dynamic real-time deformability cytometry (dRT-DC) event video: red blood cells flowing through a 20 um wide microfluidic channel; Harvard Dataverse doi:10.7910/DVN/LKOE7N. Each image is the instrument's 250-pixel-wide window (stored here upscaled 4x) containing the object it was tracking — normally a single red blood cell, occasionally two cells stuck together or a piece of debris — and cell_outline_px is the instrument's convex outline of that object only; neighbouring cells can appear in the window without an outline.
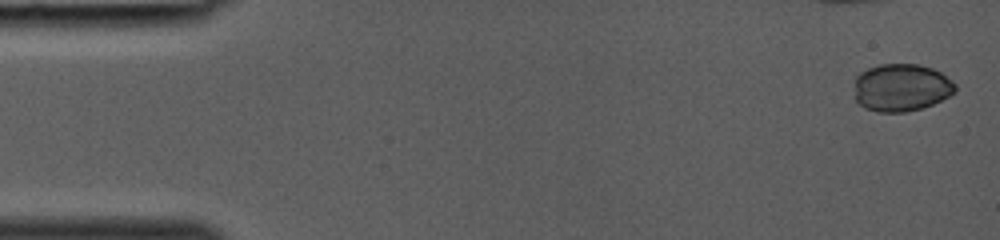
{"species": "common noctule bat (a hibernating species)", "species_latin": "Nyctalus noctula", "temperature_condition": "room temperature", "stored_images_in_passage": 15, "camera_frame_rate_fps": 3000, "um_per_image_px": 0.085, "animal": {"sex": "female", "body_mass_g": 19.0, "forearm_length_mm": 53.3}, "frame": {"image": 1, "passage_image": 1, "time_ms": 0.0, "image_size_px": [1000, 240], "cell_outline_px": [[956, 92], [932, 104], [920, 108], [904, 112], [876, 112], [864, 108], [856, 100], [856, 76], [860, 72], [868, 68], [880, 64], [920, 64], [932, 68], [940, 72], [956, 84]], "centroid_in_image_um": [76.61, 7.44], "position_along_channel_um": 8.4, "area_um2": 27.92}}